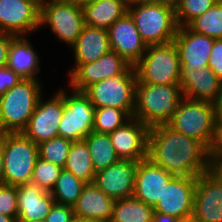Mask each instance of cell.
<instances>
[{"mask_svg":"<svg viewBox=\"0 0 222 222\" xmlns=\"http://www.w3.org/2000/svg\"><path fill=\"white\" fill-rule=\"evenodd\" d=\"M208 66L222 81V39L214 40Z\"/></svg>","mask_w":222,"mask_h":222,"instance_id":"obj_39","label":"cell"},{"mask_svg":"<svg viewBox=\"0 0 222 222\" xmlns=\"http://www.w3.org/2000/svg\"><path fill=\"white\" fill-rule=\"evenodd\" d=\"M192 31L212 39H222V0L187 25Z\"/></svg>","mask_w":222,"mask_h":222,"instance_id":"obj_31","label":"cell"},{"mask_svg":"<svg viewBox=\"0 0 222 222\" xmlns=\"http://www.w3.org/2000/svg\"><path fill=\"white\" fill-rule=\"evenodd\" d=\"M70 222H88L85 219L73 216V218L70 220Z\"/></svg>","mask_w":222,"mask_h":222,"instance_id":"obj_48","label":"cell"},{"mask_svg":"<svg viewBox=\"0 0 222 222\" xmlns=\"http://www.w3.org/2000/svg\"><path fill=\"white\" fill-rule=\"evenodd\" d=\"M131 117L114 107L95 108L93 131L109 134L122 127Z\"/></svg>","mask_w":222,"mask_h":222,"instance_id":"obj_32","label":"cell"},{"mask_svg":"<svg viewBox=\"0 0 222 222\" xmlns=\"http://www.w3.org/2000/svg\"><path fill=\"white\" fill-rule=\"evenodd\" d=\"M127 12L147 46L174 40L179 27L174 3L131 4Z\"/></svg>","mask_w":222,"mask_h":222,"instance_id":"obj_4","label":"cell"},{"mask_svg":"<svg viewBox=\"0 0 222 222\" xmlns=\"http://www.w3.org/2000/svg\"><path fill=\"white\" fill-rule=\"evenodd\" d=\"M55 200L50 191L28 183L17 186V220H40L44 221L50 213Z\"/></svg>","mask_w":222,"mask_h":222,"instance_id":"obj_22","label":"cell"},{"mask_svg":"<svg viewBox=\"0 0 222 222\" xmlns=\"http://www.w3.org/2000/svg\"><path fill=\"white\" fill-rule=\"evenodd\" d=\"M181 222H195L192 218L187 220H182Z\"/></svg>","mask_w":222,"mask_h":222,"instance_id":"obj_50","label":"cell"},{"mask_svg":"<svg viewBox=\"0 0 222 222\" xmlns=\"http://www.w3.org/2000/svg\"><path fill=\"white\" fill-rule=\"evenodd\" d=\"M46 24L57 39L71 47L85 26L82 7L58 0H44L40 5V27Z\"/></svg>","mask_w":222,"mask_h":222,"instance_id":"obj_9","label":"cell"},{"mask_svg":"<svg viewBox=\"0 0 222 222\" xmlns=\"http://www.w3.org/2000/svg\"><path fill=\"white\" fill-rule=\"evenodd\" d=\"M3 175H4V163H3V148L0 134V184L3 183Z\"/></svg>","mask_w":222,"mask_h":222,"instance_id":"obj_45","label":"cell"},{"mask_svg":"<svg viewBox=\"0 0 222 222\" xmlns=\"http://www.w3.org/2000/svg\"><path fill=\"white\" fill-rule=\"evenodd\" d=\"M0 214L18 218L17 187L0 184Z\"/></svg>","mask_w":222,"mask_h":222,"instance_id":"obj_36","label":"cell"},{"mask_svg":"<svg viewBox=\"0 0 222 222\" xmlns=\"http://www.w3.org/2000/svg\"><path fill=\"white\" fill-rule=\"evenodd\" d=\"M75 64L91 63L111 51L108 29L85 25L71 46Z\"/></svg>","mask_w":222,"mask_h":222,"instance_id":"obj_24","label":"cell"},{"mask_svg":"<svg viewBox=\"0 0 222 222\" xmlns=\"http://www.w3.org/2000/svg\"><path fill=\"white\" fill-rule=\"evenodd\" d=\"M114 202L94 183L86 184L73 206L74 216L88 222L108 221L112 216Z\"/></svg>","mask_w":222,"mask_h":222,"instance_id":"obj_23","label":"cell"},{"mask_svg":"<svg viewBox=\"0 0 222 222\" xmlns=\"http://www.w3.org/2000/svg\"><path fill=\"white\" fill-rule=\"evenodd\" d=\"M180 60L174 42L147 46L133 66L137 83L157 85L180 84Z\"/></svg>","mask_w":222,"mask_h":222,"instance_id":"obj_6","label":"cell"},{"mask_svg":"<svg viewBox=\"0 0 222 222\" xmlns=\"http://www.w3.org/2000/svg\"><path fill=\"white\" fill-rule=\"evenodd\" d=\"M182 219L176 218L171 215L154 212L152 222H181Z\"/></svg>","mask_w":222,"mask_h":222,"instance_id":"obj_43","label":"cell"},{"mask_svg":"<svg viewBox=\"0 0 222 222\" xmlns=\"http://www.w3.org/2000/svg\"><path fill=\"white\" fill-rule=\"evenodd\" d=\"M64 98V113L58 127V136L71 141L83 140L93 131L95 107L81 91H58Z\"/></svg>","mask_w":222,"mask_h":222,"instance_id":"obj_10","label":"cell"},{"mask_svg":"<svg viewBox=\"0 0 222 222\" xmlns=\"http://www.w3.org/2000/svg\"><path fill=\"white\" fill-rule=\"evenodd\" d=\"M0 222H17V220L14 217L0 214Z\"/></svg>","mask_w":222,"mask_h":222,"instance_id":"obj_47","label":"cell"},{"mask_svg":"<svg viewBox=\"0 0 222 222\" xmlns=\"http://www.w3.org/2000/svg\"><path fill=\"white\" fill-rule=\"evenodd\" d=\"M64 113V98L57 91L52 98H39L29 123L22 132L37 145L58 136V127Z\"/></svg>","mask_w":222,"mask_h":222,"instance_id":"obj_13","label":"cell"},{"mask_svg":"<svg viewBox=\"0 0 222 222\" xmlns=\"http://www.w3.org/2000/svg\"><path fill=\"white\" fill-rule=\"evenodd\" d=\"M86 183L63 168L50 193L55 203L73 207Z\"/></svg>","mask_w":222,"mask_h":222,"instance_id":"obj_30","label":"cell"},{"mask_svg":"<svg viewBox=\"0 0 222 222\" xmlns=\"http://www.w3.org/2000/svg\"><path fill=\"white\" fill-rule=\"evenodd\" d=\"M178 26H187L219 0H173Z\"/></svg>","mask_w":222,"mask_h":222,"instance_id":"obj_34","label":"cell"},{"mask_svg":"<svg viewBox=\"0 0 222 222\" xmlns=\"http://www.w3.org/2000/svg\"><path fill=\"white\" fill-rule=\"evenodd\" d=\"M62 170V167L38 157L33 170L31 183L46 191H51Z\"/></svg>","mask_w":222,"mask_h":222,"instance_id":"obj_35","label":"cell"},{"mask_svg":"<svg viewBox=\"0 0 222 222\" xmlns=\"http://www.w3.org/2000/svg\"><path fill=\"white\" fill-rule=\"evenodd\" d=\"M136 171V161L120 159L97 172L93 183L114 200L132 197Z\"/></svg>","mask_w":222,"mask_h":222,"instance_id":"obj_17","label":"cell"},{"mask_svg":"<svg viewBox=\"0 0 222 222\" xmlns=\"http://www.w3.org/2000/svg\"><path fill=\"white\" fill-rule=\"evenodd\" d=\"M149 130L143 122L132 117L122 127L109 133L117 156L136 162L147 159Z\"/></svg>","mask_w":222,"mask_h":222,"instance_id":"obj_16","label":"cell"},{"mask_svg":"<svg viewBox=\"0 0 222 222\" xmlns=\"http://www.w3.org/2000/svg\"><path fill=\"white\" fill-rule=\"evenodd\" d=\"M222 174V164L217 168Z\"/></svg>","mask_w":222,"mask_h":222,"instance_id":"obj_52","label":"cell"},{"mask_svg":"<svg viewBox=\"0 0 222 222\" xmlns=\"http://www.w3.org/2000/svg\"><path fill=\"white\" fill-rule=\"evenodd\" d=\"M221 80L209 66L199 70L180 68V86L184 97L193 100L214 102L220 90Z\"/></svg>","mask_w":222,"mask_h":222,"instance_id":"obj_21","label":"cell"},{"mask_svg":"<svg viewBox=\"0 0 222 222\" xmlns=\"http://www.w3.org/2000/svg\"><path fill=\"white\" fill-rule=\"evenodd\" d=\"M215 123L212 102L184 97L167 125L185 136L197 139L208 148L213 137Z\"/></svg>","mask_w":222,"mask_h":222,"instance_id":"obj_7","label":"cell"},{"mask_svg":"<svg viewBox=\"0 0 222 222\" xmlns=\"http://www.w3.org/2000/svg\"><path fill=\"white\" fill-rule=\"evenodd\" d=\"M216 120H222V81L216 100L213 102Z\"/></svg>","mask_w":222,"mask_h":222,"instance_id":"obj_42","label":"cell"},{"mask_svg":"<svg viewBox=\"0 0 222 222\" xmlns=\"http://www.w3.org/2000/svg\"><path fill=\"white\" fill-rule=\"evenodd\" d=\"M73 207L54 203L50 213L45 217V222H70L73 218Z\"/></svg>","mask_w":222,"mask_h":222,"instance_id":"obj_38","label":"cell"},{"mask_svg":"<svg viewBox=\"0 0 222 222\" xmlns=\"http://www.w3.org/2000/svg\"><path fill=\"white\" fill-rule=\"evenodd\" d=\"M94 222H111L110 220H108V221H94Z\"/></svg>","mask_w":222,"mask_h":222,"instance_id":"obj_53","label":"cell"},{"mask_svg":"<svg viewBox=\"0 0 222 222\" xmlns=\"http://www.w3.org/2000/svg\"><path fill=\"white\" fill-rule=\"evenodd\" d=\"M72 142L61 136L53 137L38 144L39 157L64 168Z\"/></svg>","mask_w":222,"mask_h":222,"instance_id":"obj_33","label":"cell"},{"mask_svg":"<svg viewBox=\"0 0 222 222\" xmlns=\"http://www.w3.org/2000/svg\"><path fill=\"white\" fill-rule=\"evenodd\" d=\"M197 177L174 176L153 207L154 212L187 220L192 218Z\"/></svg>","mask_w":222,"mask_h":222,"instance_id":"obj_15","label":"cell"},{"mask_svg":"<svg viewBox=\"0 0 222 222\" xmlns=\"http://www.w3.org/2000/svg\"><path fill=\"white\" fill-rule=\"evenodd\" d=\"M128 5L131 4H155V3H174L173 0H126Z\"/></svg>","mask_w":222,"mask_h":222,"instance_id":"obj_44","label":"cell"},{"mask_svg":"<svg viewBox=\"0 0 222 222\" xmlns=\"http://www.w3.org/2000/svg\"><path fill=\"white\" fill-rule=\"evenodd\" d=\"M58 1L83 7L86 4H88L91 0H58Z\"/></svg>","mask_w":222,"mask_h":222,"instance_id":"obj_46","label":"cell"},{"mask_svg":"<svg viewBox=\"0 0 222 222\" xmlns=\"http://www.w3.org/2000/svg\"><path fill=\"white\" fill-rule=\"evenodd\" d=\"M40 27V6L34 0H0V32L26 36Z\"/></svg>","mask_w":222,"mask_h":222,"instance_id":"obj_14","label":"cell"},{"mask_svg":"<svg viewBox=\"0 0 222 222\" xmlns=\"http://www.w3.org/2000/svg\"><path fill=\"white\" fill-rule=\"evenodd\" d=\"M136 74L131 66L124 74L104 79L89 86L84 93L95 108L114 107L131 118L135 109Z\"/></svg>","mask_w":222,"mask_h":222,"instance_id":"obj_8","label":"cell"},{"mask_svg":"<svg viewBox=\"0 0 222 222\" xmlns=\"http://www.w3.org/2000/svg\"><path fill=\"white\" fill-rule=\"evenodd\" d=\"M132 65L116 52L110 51L91 63L75 64L69 73L70 88L84 92L99 81L124 74Z\"/></svg>","mask_w":222,"mask_h":222,"instance_id":"obj_12","label":"cell"},{"mask_svg":"<svg viewBox=\"0 0 222 222\" xmlns=\"http://www.w3.org/2000/svg\"><path fill=\"white\" fill-rule=\"evenodd\" d=\"M34 1L40 6L44 0H34Z\"/></svg>","mask_w":222,"mask_h":222,"instance_id":"obj_51","label":"cell"},{"mask_svg":"<svg viewBox=\"0 0 222 222\" xmlns=\"http://www.w3.org/2000/svg\"><path fill=\"white\" fill-rule=\"evenodd\" d=\"M207 156L211 168L217 169L222 164V120H216Z\"/></svg>","mask_w":222,"mask_h":222,"instance_id":"obj_37","label":"cell"},{"mask_svg":"<svg viewBox=\"0 0 222 222\" xmlns=\"http://www.w3.org/2000/svg\"><path fill=\"white\" fill-rule=\"evenodd\" d=\"M214 40L192 31L188 26H179L173 42L178 51L180 67L199 70L208 66Z\"/></svg>","mask_w":222,"mask_h":222,"instance_id":"obj_19","label":"cell"},{"mask_svg":"<svg viewBox=\"0 0 222 222\" xmlns=\"http://www.w3.org/2000/svg\"><path fill=\"white\" fill-rule=\"evenodd\" d=\"M15 37L13 34L0 32V68L7 67L8 50Z\"/></svg>","mask_w":222,"mask_h":222,"instance_id":"obj_41","label":"cell"},{"mask_svg":"<svg viewBox=\"0 0 222 222\" xmlns=\"http://www.w3.org/2000/svg\"><path fill=\"white\" fill-rule=\"evenodd\" d=\"M126 0H91L82 7L85 25L108 29L127 13Z\"/></svg>","mask_w":222,"mask_h":222,"instance_id":"obj_26","label":"cell"},{"mask_svg":"<svg viewBox=\"0 0 222 222\" xmlns=\"http://www.w3.org/2000/svg\"><path fill=\"white\" fill-rule=\"evenodd\" d=\"M154 208L134 196L115 200L111 222H152Z\"/></svg>","mask_w":222,"mask_h":222,"instance_id":"obj_29","label":"cell"},{"mask_svg":"<svg viewBox=\"0 0 222 222\" xmlns=\"http://www.w3.org/2000/svg\"><path fill=\"white\" fill-rule=\"evenodd\" d=\"M183 98L180 84L136 83L133 118L149 128L167 124Z\"/></svg>","mask_w":222,"mask_h":222,"instance_id":"obj_2","label":"cell"},{"mask_svg":"<svg viewBox=\"0 0 222 222\" xmlns=\"http://www.w3.org/2000/svg\"><path fill=\"white\" fill-rule=\"evenodd\" d=\"M25 36H16L8 50L7 67L23 79H37L41 69L39 56Z\"/></svg>","mask_w":222,"mask_h":222,"instance_id":"obj_25","label":"cell"},{"mask_svg":"<svg viewBox=\"0 0 222 222\" xmlns=\"http://www.w3.org/2000/svg\"><path fill=\"white\" fill-rule=\"evenodd\" d=\"M83 140L86 142L90 152L95 173L120 160L112 145L109 134L92 131Z\"/></svg>","mask_w":222,"mask_h":222,"instance_id":"obj_27","label":"cell"},{"mask_svg":"<svg viewBox=\"0 0 222 222\" xmlns=\"http://www.w3.org/2000/svg\"><path fill=\"white\" fill-rule=\"evenodd\" d=\"M108 34L111 51L116 52L132 66L146 52L147 45L143 42L128 12L108 28Z\"/></svg>","mask_w":222,"mask_h":222,"instance_id":"obj_18","label":"cell"},{"mask_svg":"<svg viewBox=\"0 0 222 222\" xmlns=\"http://www.w3.org/2000/svg\"><path fill=\"white\" fill-rule=\"evenodd\" d=\"M17 222H45L40 220H17Z\"/></svg>","mask_w":222,"mask_h":222,"instance_id":"obj_49","label":"cell"},{"mask_svg":"<svg viewBox=\"0 0 222 222\" xmlns=\"http://www.w3.org/2000/svg\"><path fill=\"white\" fill-rule=\"evenodd\" d=\"M192 219L195 222H222V174L210 168L197 177Z\"/></svg>","mask_w":222,"mask_h":222,"instance_id":"obj_11","label":"cell"},{"mask_svg":"<svg viewBox=\"0 0 222 222\" xmlns=\"http://www.w3.org/2000/svg\"><path fill=\"white\" fill-rule=\"evenodd\" d=\"M147 158L174 176L198 177L211 168L207 148L167 124L150 128Z\"/></svg>","mask_w":222,"mask_h":222,"instance_id":"obj_1","label":"cell"},{"mask_svg":"<svg viewBox=\"0 0 222 222\" xmlns=\"http://www.w3.org/2000/svg\"><path fill=\"white\" fill-rule=\"evenodd\" d=\"M64 169L72 172L86 184H92L94 182L96 173L90 152L84 140L72 142Z\"/></svg>","mask_w":222,"mask_h":222,"instance_id":"obj_28","label":"cell"},{"mask_svg":"<svg viewBox=\"0 0 222 222\" xmlns=\"http://www.w3.org/2000/svg\"><path fill=\"white\" fill-rule=\"evenodd\" d=\"M3 148V183L20 186L31 183L33 170L39 157L38 145L23 133L1 134Z\"/></svg>","mask_w":222,"mask_h":222,"instance_id":"obj_5","label":"cell"},{"mask_svg":"<svg viewBox=\"0 0 222 222\" xmlns=\"http://www.w3.org/2000/svg\"><path fill=\"white\" fill-rule=\"evenodd\" d=\"M21 79L23 78L10 68H0V95L15 86Z\"/></svg>","mask_w":222,"mask_h":222,"instance_id":"obj_40","label":"cell"},{"mask_svg":"<svg viewBox=\"0 0 222 222\" xmlns=\"http://www.w3.org/2000/svg\"><path fill=\"white\" fill-rule=\"evenodd\" d=\"M38 79H21L0 95V134L22 133L42 96Z\"/></svg>","mask_w":222,"mask_h":222,"instance_id":"obj_3","label":"cell"},{"mask_svg":"<svg viewBox=\"0 0 222 222\" xmlns=\"http://www.w3.org/2000/svg\"><path fill=\"white\" fill-rule=\"evenodd\" d=\"M174 175L157 166L148 158L137 162L133 196L154 207Z\"/></svg>","mask_w":222,"mask_h":222,"instance_id":"obj_20","label":"cell"}]
</instances>
